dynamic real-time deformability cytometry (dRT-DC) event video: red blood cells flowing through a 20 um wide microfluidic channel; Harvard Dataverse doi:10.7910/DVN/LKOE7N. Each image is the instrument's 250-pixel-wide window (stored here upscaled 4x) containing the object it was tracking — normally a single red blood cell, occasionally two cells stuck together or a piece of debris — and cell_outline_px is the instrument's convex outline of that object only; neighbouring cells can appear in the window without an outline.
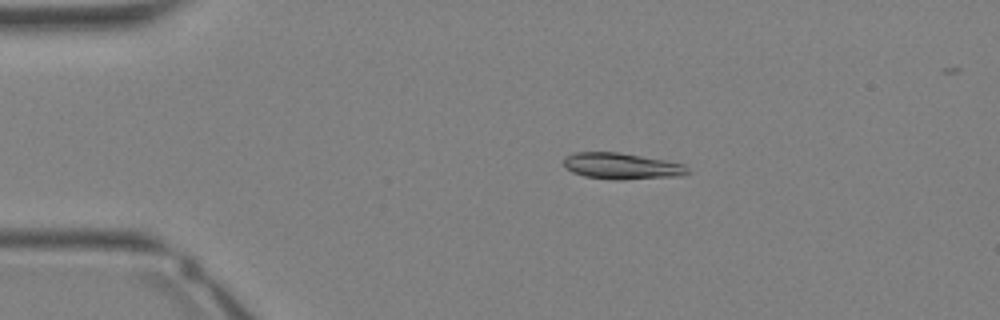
{"species": "Egyptian fruit bat (a non-hibernating species)", "species_latin": "Rousettus aegyptiacus", "temperature_condition": "warm", "stored_images_in_passage": 13, "camera_frame_rate_fps": 3000, "um_per_image_px": 0.085, "animal": {"sex": "female"}, "frame": {"image": 1, "passage_image": 5, "time_ms": 1.333, "image_size_px": [1000, 320], "cell_outline_px": [[692, 172], [684, 176], [624, 180], [612, 180], [584, 176], [572, 172], [564, 164], [564, 156], [572, 152], [620, 152], [664, 160], [684, 164]], "centroid_in_image_um": [52.88, 14.12], "position_along_channel_um": 32.1, "area_um2": 19.31}}
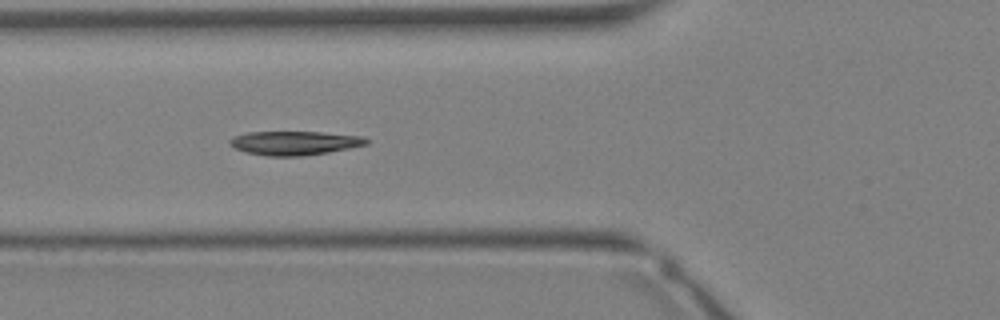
{"frame": {"image": 2, "passage_image": 11, "time_ms": 3.333, "image_size_px": [1000, 320], "cell_outline_px": [[372, 140], [368, 144], [328, 152], [304, 156], [268, 156], [244, 152], [228, 144], [228, 140], [232, 136], [248, 132], [320, 132], [364, 136]], "centroid_in_image_um": [25.03, 12.15], "position_along_channel_um": 100.8, "area_um2": 19.25}}
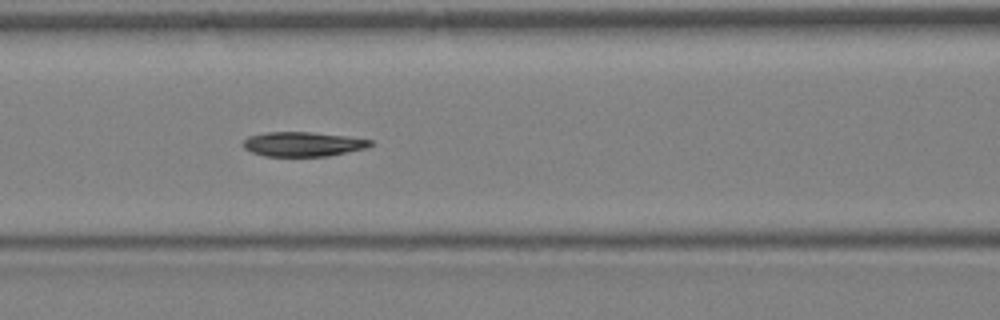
{"frame": {"image": 3, "passage_image": 13, "time_ms": 4.0, "image_size_px": [1000, 320], "cell_outline_px": [[372, 144], [364, 148], [328, 156], [264, 156], [252, 152], [244, 148], [244, 140], [248, 136], [268, 132], [312, 132], [344, 136], [372, 140]], "centroid_in_image_um": [25.71, 12.25], "position_along_channel_um": 140.9, "area_um2": 17.92}}